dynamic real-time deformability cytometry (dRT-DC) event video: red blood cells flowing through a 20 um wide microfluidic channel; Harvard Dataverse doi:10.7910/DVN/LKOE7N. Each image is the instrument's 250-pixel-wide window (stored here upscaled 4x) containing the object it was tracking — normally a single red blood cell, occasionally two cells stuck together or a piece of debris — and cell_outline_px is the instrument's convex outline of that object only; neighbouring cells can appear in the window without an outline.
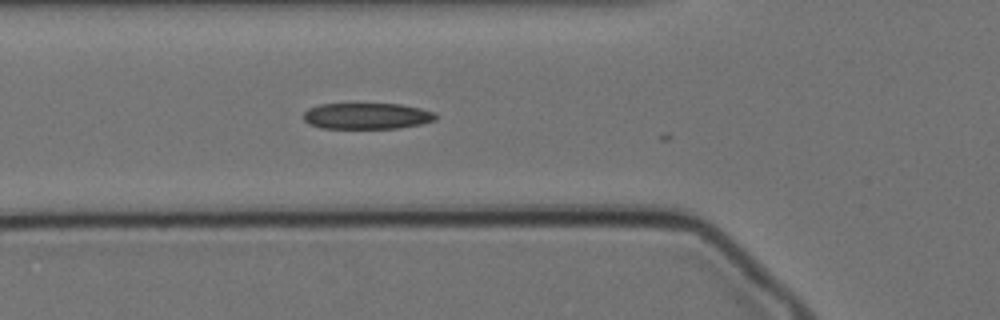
{"species": "Egyptian fruit bat (a non-hibernating species)", "species_latin": "Rousettus aegyptiacus", "temperature_condition": "cold", "stored_images_in_passage": 4, "camera_frame_rate_fps": 3000, "um_per_image_px": 0.085, "animal": {"sex": "female"}, "frame": {"image": 1, "passage_image": 3, "time_ms": 0.667, "image_size_px": [1000, 320], "cell_outline_px": [[436, 120], [420, 124], [400, 128], [320, 128], [308, 124], [304, 120], [304, 112], [308, 108], [320, 104], [400, 104], [420, 108], [436, 112]], "centroid_in_image_um": [31.18, 9.86], "position_along_channel_um": 94.6, "area_um2": 20.23}}